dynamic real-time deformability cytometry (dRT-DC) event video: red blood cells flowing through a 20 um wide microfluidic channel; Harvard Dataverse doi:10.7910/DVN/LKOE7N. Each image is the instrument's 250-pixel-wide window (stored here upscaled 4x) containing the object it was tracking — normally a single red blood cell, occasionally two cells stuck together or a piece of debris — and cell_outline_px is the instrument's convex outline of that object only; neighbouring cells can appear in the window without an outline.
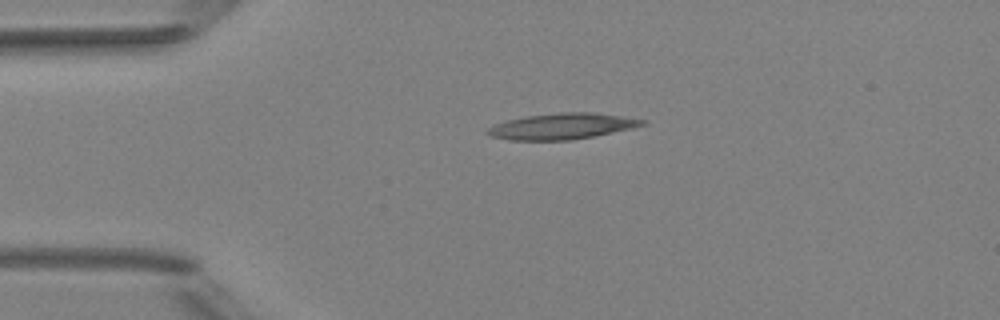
{"species": "Egyptian fruit bat (a non-hibernating species)", "species_latin": "Rousettus aegyptiacus", "temperature_condition": "room temperature", "stored_images_in_passage": 3, "camera_frame_rate_fps": 3000, "um_per_image_px": 0.085, "animal": {"sex": "female"}, "frame": {"image": 1, "passage_image": 2, "time_ms": 2.0, "image_size_px": [1000, 320], "cell_outline_px": [[648, 124], [632, 128], [572, 140], [508, 140], [492, 136], [484, 132], [488, 128], [496, 124], [508, 120], [524, 116], [560, 112], [592, 112], [648, 120]], "centroid_in_image_um": [47.78, 10.73], "position_along_channel_um": 37.2, "area_um2": 23.35}}